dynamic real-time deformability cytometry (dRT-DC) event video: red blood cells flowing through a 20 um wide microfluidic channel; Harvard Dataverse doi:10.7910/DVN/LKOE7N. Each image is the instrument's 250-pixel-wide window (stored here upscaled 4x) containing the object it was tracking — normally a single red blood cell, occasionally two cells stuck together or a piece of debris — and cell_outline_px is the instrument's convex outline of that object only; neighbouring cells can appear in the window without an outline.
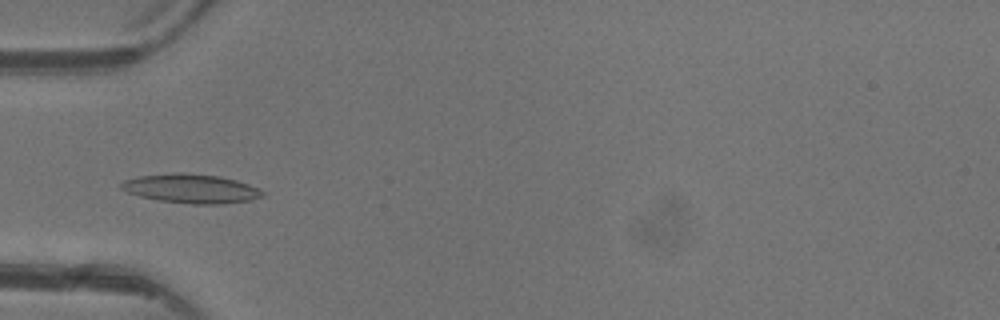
{"species": "common noctule bat (a hibernating species)", "species_latin": "Nyctalus noctula", "temperature_condition": "warm", "stored_images_in_passage": 4, "camera_frame_rate_fps": 3000, "um_per_image_px": 0.085, "animal": {"sex": "female"}, "frame": {"image": 1, "passage_image": 4, "time_ms": 4.333, "image_size_px": [1000, 320], "cell_outline_px": [[264, 196], [248, 200], [224, 204], [192, 204], [160, 200], [140, 196], [128, 192], [120, 188], [120, 184], [124, 180], [140, 176], [220, 176], [236, 180], [248, 184], [264, 192]], "centroid_in_image_um": [16.29, 16.09], "position_along_channel_um": 68.7, "area_um2": 22.54}}